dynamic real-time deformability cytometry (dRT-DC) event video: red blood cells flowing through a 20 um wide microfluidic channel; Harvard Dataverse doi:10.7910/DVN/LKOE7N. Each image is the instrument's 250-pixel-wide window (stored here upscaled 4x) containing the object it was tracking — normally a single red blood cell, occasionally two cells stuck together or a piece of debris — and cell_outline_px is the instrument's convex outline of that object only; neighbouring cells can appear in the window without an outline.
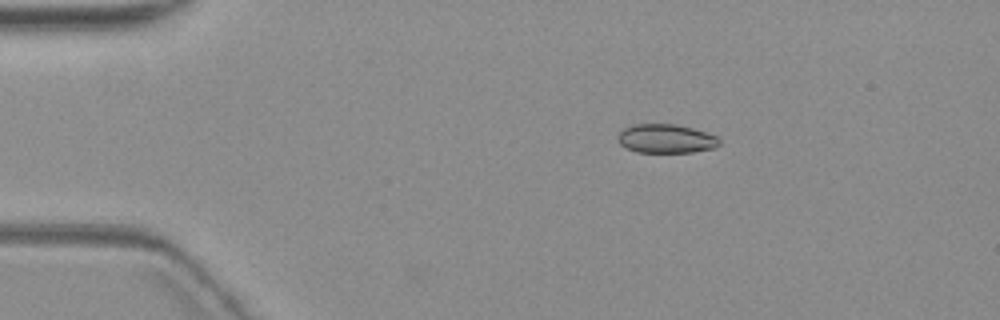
{"species": "common noctule bat (a hibernating species)", "species_latin": "Nyctalus noctula", "temperature_condition": "warm", "stored_images_in_passage": 3, "camera_frame_rate_fps": 3000, "um_per_image_px": 0.085, "animal": {"sex": "female", "body_mass_g": 19.3, "forearm_length_mm": 54.1}, "frame": {"image": 1, "passage_image": 2, "time_ms": 1.0, "image_size_px": [1000, 320], "cell_outline_px": [[720, 144], [716, 148], [692, 152], [636, 152], [624, 148], [616, 140], [616, 136], [624, 128], [632, 124], [676, 124], [692, 128], [716, 136], [720, 140]], "centroid_in_image_um": [56.57, 11.79], "position_along_channel_um": 28.4, "area_um2": 17.28}}